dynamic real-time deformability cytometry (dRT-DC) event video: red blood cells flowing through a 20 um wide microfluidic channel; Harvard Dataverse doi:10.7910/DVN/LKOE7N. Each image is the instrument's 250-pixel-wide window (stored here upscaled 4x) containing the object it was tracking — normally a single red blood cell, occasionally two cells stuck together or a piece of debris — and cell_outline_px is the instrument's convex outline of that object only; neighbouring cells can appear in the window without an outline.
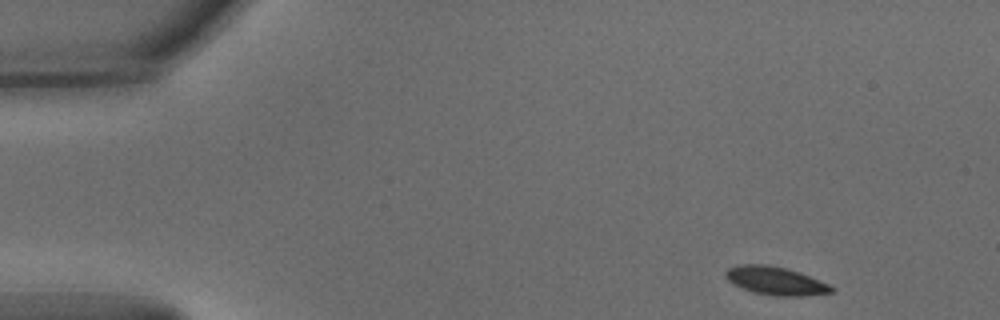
{"species": "common noctule bat (a hibernating species)", "species_latin": "Nyctalus noctula", "temperature_condition": "warm", "stored_images_in_passage": 49, "camera_frame_rate_fps": 3000, "um_per_image_px": 0.085, "animal": {"sex": "male", "body_mass_g": 15.6}, "frame": {"image": 1, "passage_image": 1, "time_ms": 0.0, "image_size_px": [1000, 320], "cell_outline_px": [[836, 292], [804, 296], [772, 296], [756, 292], [732, 284], [724, 276], [724, 272], [728, 268], [744, 264], [764, 264], [784, 268], [800, 272], [828, 284], [836, 288]], "centroid_in_image_um": [65.95, 23.88], "position_along_channel_um": 19.1, "area_um2": 17.4}}
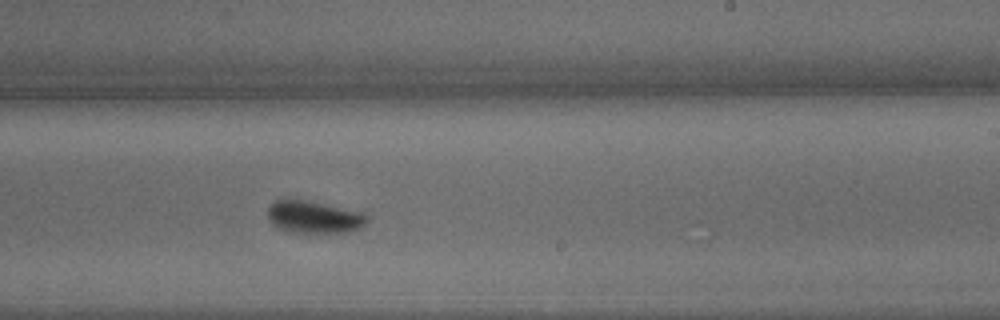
{"frame": {"image": 2, "passage_image": 28, "time_ms": 9.0, "image_size_px": [1000, 320], "cell_outline_px": [[368, 220], [360, 228], [348, 232], [296, 232], [280, 228], [268, 216], [268, 208], [276, 200], [304, 200], [364, 212], [368, 216]], "centroid_in_image_um": [26.76, 18.44], "position_along_channel_um": 262.2, "area_um2": 18.15}}
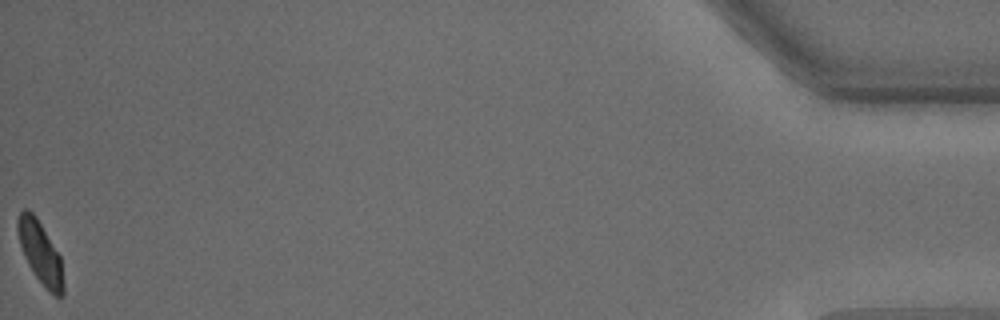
{"frame": {"image": 3, "passage_image": 49, "time_ms": 16.0, "image_size_px": [1000, 320], "cell_outline_px": [[64, 296], [56, 296], [32, 272], [24, 256], [20, 244], [16, 228], [16, 220], [20, 212], [24, 208], [28, 208], [36, 216], [60, 256], [64, 284]], "centroid_in_image_um": [3.4, 21.42], "position_along_channel_um": 431.8, "area_um2": 16.36}, "authors_computed_cell_mechanics": {"area_um2": 17.5712, "velocity_mm_per_s": 3.7918, "shape_relaxation_time_tau1_ms": 1.4732, "shape_relaxation_time_tau2_ms": null, "deformation_change_tau1": 0.1113, "deformation_change_tau2": null}}